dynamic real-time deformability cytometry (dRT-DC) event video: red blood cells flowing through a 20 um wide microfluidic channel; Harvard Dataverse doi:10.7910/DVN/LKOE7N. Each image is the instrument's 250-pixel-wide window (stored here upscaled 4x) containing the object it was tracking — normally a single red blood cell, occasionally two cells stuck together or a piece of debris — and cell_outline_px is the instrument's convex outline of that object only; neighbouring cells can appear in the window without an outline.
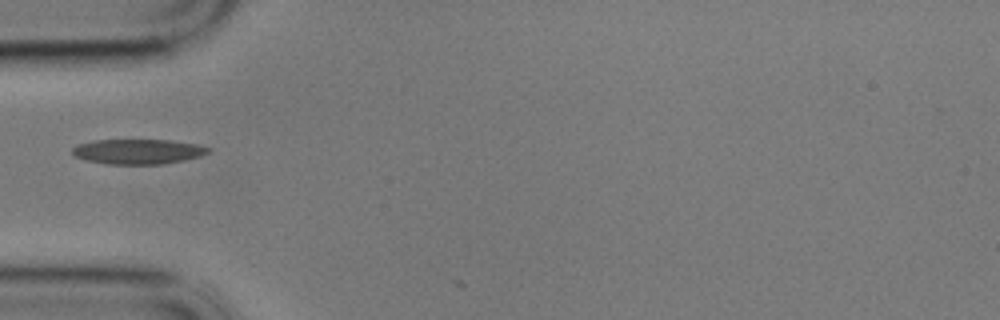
{"species": "common noctule bat (a hibernating species)", "species_latin": "Nyctalus noctula", "temperature_condition": "cold", "stored_images_in_passage": 4, "camera_frame_rate_fps": 3000, "um_per_image_px": 0.085, "animal": {"sex": "male", "body_mass_g": 17.9}, "frame": {"image": 1, "passage_image": 1, "time_ms": 0.0, "image_size_px": [1000, 320], "cell_outline_px": [[212, 148], [208, 152], [200, 156], [184, 160], [160, 164], [104, 164], [84, 160], [76, 156], [72, 152], [72, 148], [76, 144], [96, 140], [168, 140], [196, 144]], "centroid_in_image_um": [11.7, 12.88], "position_along_channel_um": 73.3, "area_um2": 19.77}}